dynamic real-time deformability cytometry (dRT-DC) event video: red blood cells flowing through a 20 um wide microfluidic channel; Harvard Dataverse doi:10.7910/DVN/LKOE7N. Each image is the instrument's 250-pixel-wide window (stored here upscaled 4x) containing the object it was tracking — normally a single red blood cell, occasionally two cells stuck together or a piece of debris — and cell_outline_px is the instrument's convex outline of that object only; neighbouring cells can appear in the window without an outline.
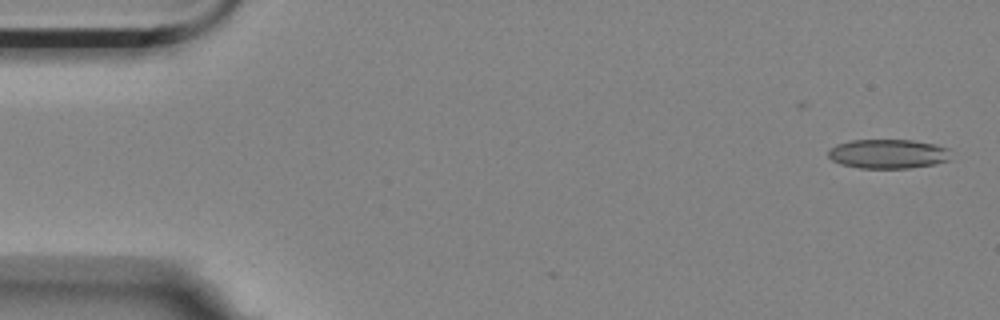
{"species": "Egyptian fruit bat (a non-hibernating species)", "species_latin": "Rousettus aegyptiacus", "temperature_condition": "room temperature", "stored_images_in_passage": 7, "camera_frame_rate_fps": 3000, "um_per_image_px": 0.085, "animal": {"sex": "female"}, "frame": {"image": 1, "passage_image": 1, "time_ms": 0.0, "image_size_px": [1000, 320], "cell_outline_px": [[952, 160], [912, 168], [860, 168], [840, 164], [832, 160], [828, 156], [828, 148], [836, 144], [852, 140], [912, 140], [936, 144], [948, 148]], "centroid_in_image_um": [75.49, 13.08], "position_along_channel_um": 9.5, "area_um2": 21.15}}